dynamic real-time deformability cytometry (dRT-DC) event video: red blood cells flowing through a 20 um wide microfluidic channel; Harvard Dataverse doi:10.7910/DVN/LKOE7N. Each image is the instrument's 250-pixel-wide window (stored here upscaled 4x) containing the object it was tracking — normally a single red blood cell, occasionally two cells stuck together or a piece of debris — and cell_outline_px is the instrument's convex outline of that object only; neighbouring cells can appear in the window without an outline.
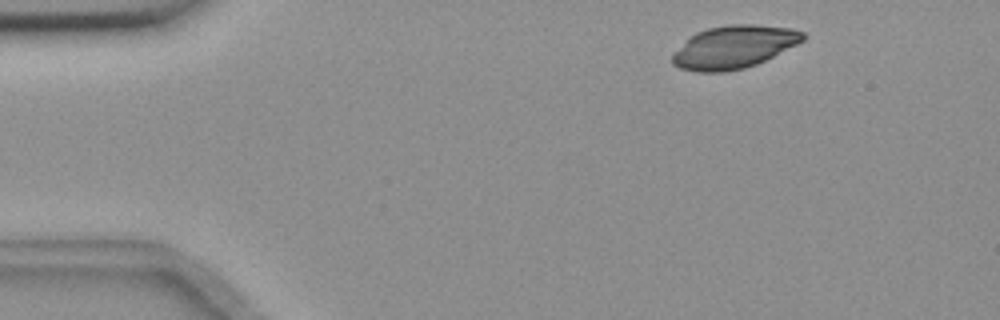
{"species": "common noctule bat (a hibernating species)", "species_latin": "Nyctalus noctula", "temperature_condition": "room temperature", "stored_images_in_passage": 49, "camera_frame_rate_fps": 3000, "um_per_image_px": 0.085, "animal": {"sex": "female", "body_mass_g": 18.4}, "frame": {"image": 1, "passage_image": 1, "time_ms": 0.0, "image_size_px": [1000, 320], "cell_outline_px": [[804, 40], [756, 64], [744, 68], [724, 72], [696, 72], [680, 68], [672, 64], [672, 52], [696, 32], [708, 28], [728, 24], [752, 24], [792, 28], [804, 32]], "centroid_in_image_um": [62.33, 3.99], "position_along_channel_um": 22.7, "area_um2": 32.43}}
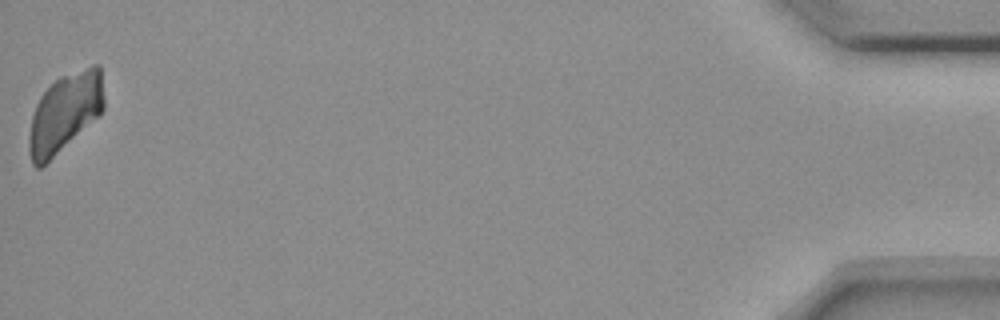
{"frame": {"image": 2, "passage_image": 49, "time_ms": 16.0, "image_size_px": [1000, 320], "cell_outline_px": [[104, 108], [96, 116], [40, 168], [36, 168], [32, 164], [28, 148], [28, 136], [32, 116], [36, 104], [40, 96], [60, 76], [92, 64], [100, 64], [104, 96]], "centroid_in_image_um": [5.49, 9.52], "position_along_channel_um": 429.7, "area_um2": 33.76}}